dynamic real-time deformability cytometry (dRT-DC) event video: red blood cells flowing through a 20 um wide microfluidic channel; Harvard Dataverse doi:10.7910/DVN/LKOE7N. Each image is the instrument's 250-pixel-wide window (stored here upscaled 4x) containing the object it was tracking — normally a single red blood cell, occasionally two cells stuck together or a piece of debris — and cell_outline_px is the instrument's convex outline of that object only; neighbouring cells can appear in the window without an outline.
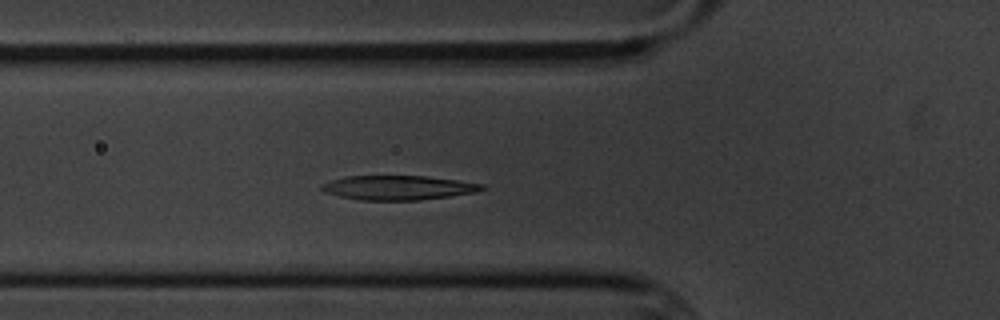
{"species": "common noctule bat (a hibernating species)", "species_latin": "Nyctalus noctula", "temperature_condition": "cold", "stored_images_in_passage": 6, "camera_frame_rate_fps": 3000, "um_per_image_px": 0.085, "animal": {"sex": "male", "body_mass_g": 20.1, "forearm_length_mm": 53.5}, "frame": {"image": 1, "passage_image": 6, "time_ms": 5.667, "image_size_px": [1000, 320], "cell_outline_px": [[488, 188], [476, 192], [420, 200], [360, 200], [340, 196], [324, 192], [320, 188], [320, 184], [344, 176], [424, 176], [456, 180], [484, 184]], "centroid_in_image_um": [33.83, 15.95], "position_along_channel_um": 92.0, "area_um2": 22.72}}